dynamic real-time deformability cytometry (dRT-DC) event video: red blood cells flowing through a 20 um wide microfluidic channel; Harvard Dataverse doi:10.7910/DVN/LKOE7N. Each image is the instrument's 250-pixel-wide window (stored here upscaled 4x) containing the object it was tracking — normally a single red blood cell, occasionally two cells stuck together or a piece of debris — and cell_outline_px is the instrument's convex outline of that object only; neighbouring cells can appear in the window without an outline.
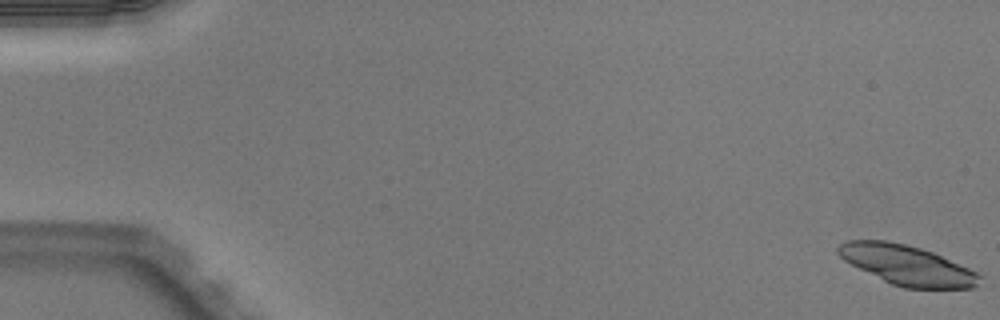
{"species": "Egyptian fruit bat (a non-hibernating species)", "species_latin": "Rousettus aegyptiacus", "temperature_condition": "warm", "stored_images_in_passage": 33, "camera_frame_rate_fps": 3000, "um_per_image_px": 0.085, "animal": {"sex": "male"}, "frame": {"image": 1, "passage_image": 1, "time_ms": 0.0, "image_size_px": [1000, 320], "cell_outline_px": [[984, 276], [972, 288], [904, 288], [892, 284], [844, 260], [836, 252], [836, 248], [844, 240], [888, 240], [920, 248], [932, 252], [968, 268]], "centroid_in_image_um": [77.08, 22.52], "position_along_channel_um": 7.9, "area_um2": 32.31}}
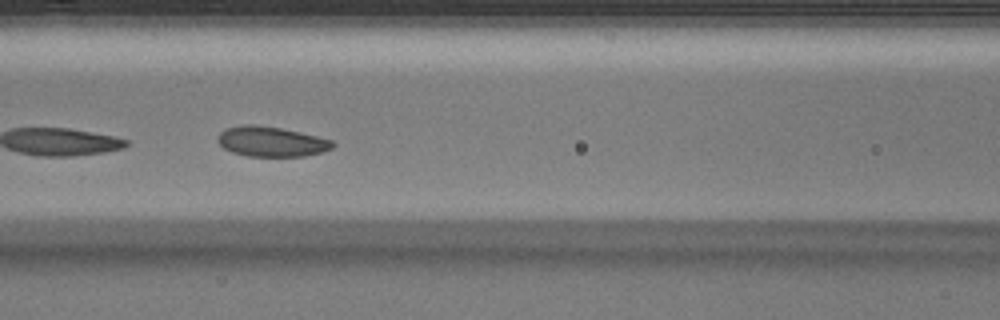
{"frame": {"image": 2, "passage_image": 24, "time_ms": 7.667, "image_size_px": [1000, 320], "cell_outline_px": [[336, 144], [332, 148], [324, 152], [304, 156], [248, 156], [232, 152], [224, 148], [216, 140], [216, 136], [224, 128], [240, 124], [256, 124], [280, 128], [300, 132], [332, 140]], "centroid_in_image_um": [23.03, 12.02], "position_along_channel_um": 143.6, "area_um2": 20.35}}